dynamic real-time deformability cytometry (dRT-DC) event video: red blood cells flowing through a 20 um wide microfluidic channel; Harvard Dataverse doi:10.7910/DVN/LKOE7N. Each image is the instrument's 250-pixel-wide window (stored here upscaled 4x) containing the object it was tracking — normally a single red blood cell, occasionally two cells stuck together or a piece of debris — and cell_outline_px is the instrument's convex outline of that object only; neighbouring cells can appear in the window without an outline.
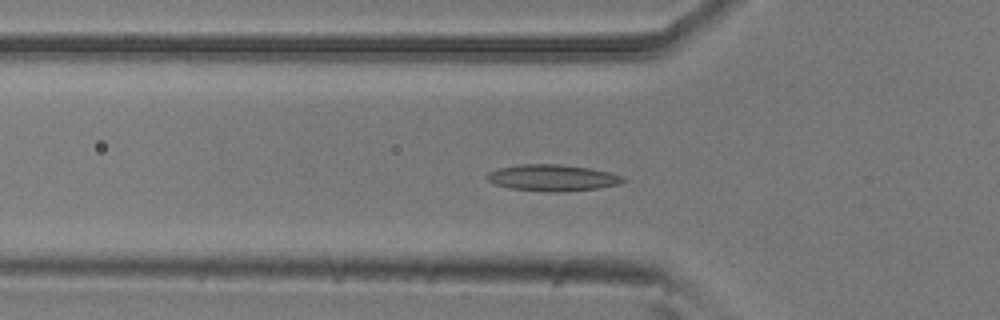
{"species": "common noctule bat (a hibernating species)", "species_latin": "Nyctalus noctula", "temperature_condition": "room temperature", "stored_images_in_passage": 55, "camera_frame_rate_fps": 3000, "um_per_image_px": 0.085, "animal": {"sex": "male", "body_mass_g": 20.5, "forearm_length_mm": 52.5}, "frame": {"image": 1, "passage_image": 18, "time_ms": 5.667, "image_size_px": [1000, 320], "cell_outline_px": [[628, 180], [620, 184], [600, 188], [564, 192], [548, 192], [508, 188], [496, 184], [488, 180], [484, 176], [488, 172], [500, 168], [520, 164], [560, 164], [592, 168], [608, 172], [620, 176]], "centroid_in_image_um": [46.97, 15.12], "position_along_channel_um": 78.8, "area_um2": 21.15}}
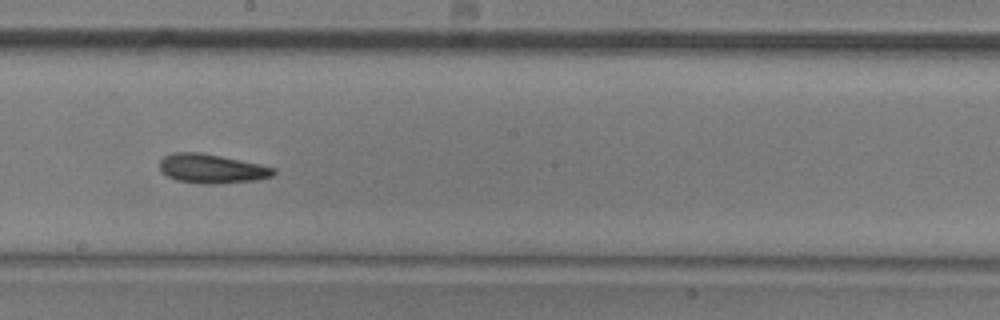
{"frame": {"image": 2, "passage_image": 30, "time_ms": 9.667, "image_size_px": [1000, 320], "cell_outline_px": [[276, 172], [272, 176], [256, 180], [220, 184], [200, 184], [176, 180], [160, 172], [160, 160], [164, 156], [172, 152], [200, 152], [260, 164], [276, 168]], "centroid_in_image_um": [17.98, 14.34], "position_along_channel_um": 230.2, "area_um2": 19.54}}
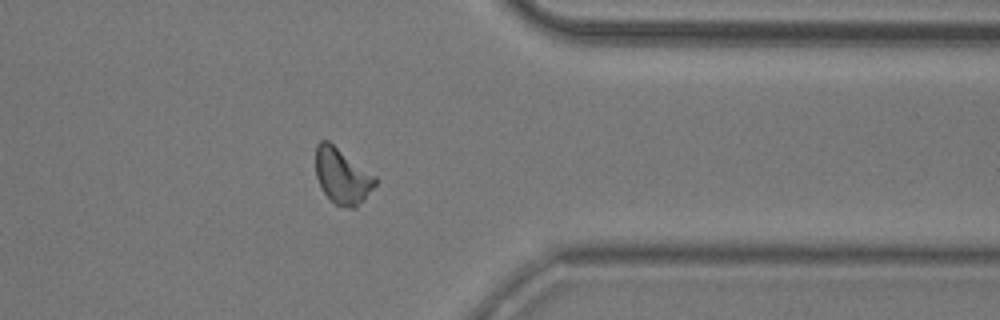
{"frame": {"image": 3, "passage_image": 43, "time_ms": 14.0, "image_size_px": [1000, 320], "cell_outline_px": [[376, 184], [356, 208], [348, 208], [336, 204], [320, 188], [316, 176], [316, 144], [320, 140], [328, 140], [376, 176]], "centroid_in_image_um": [29.07, 14.95], "position_along_channel_um": 382.3, "area_um2": 19.13}, "authors_computed_cell_mechanics": {"area_um2": 19.0162, "velocity_mm_per_s": 3.7576, "shape_relaxation_time_tau1_ms": 6.6688, "shape_relaxation_time_tau2_ms": 3.411, "deformation_change_tau1": 0.1422, "deformation_change_tau2": 0.1115}}